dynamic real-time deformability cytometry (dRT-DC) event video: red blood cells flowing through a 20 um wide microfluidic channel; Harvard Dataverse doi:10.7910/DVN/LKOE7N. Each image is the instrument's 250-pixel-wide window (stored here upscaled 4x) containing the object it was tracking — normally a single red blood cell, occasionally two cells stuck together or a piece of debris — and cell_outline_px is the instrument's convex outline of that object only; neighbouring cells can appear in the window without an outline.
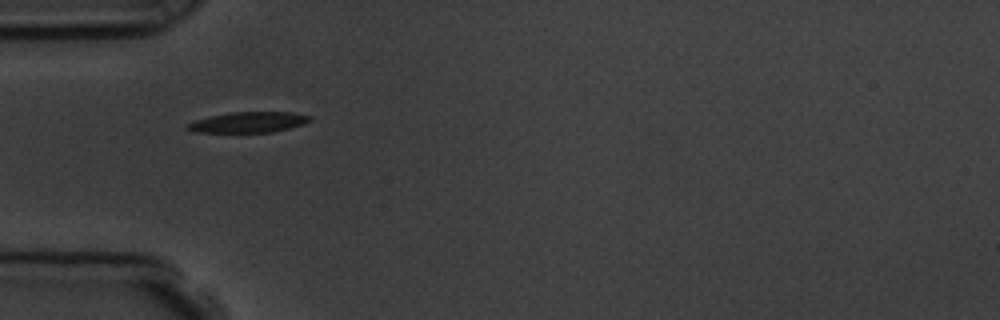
{"species": "common noctule bat (a hibernating species)", "species_latin": "Nyctalus noctula", "temperature_condition": "room temperature", "stored_images_in_passage": 5, "camera_frame_rate_fps": 3000, "um_per_image_px": 0.085, "animal": {"sex": "male", "body_mass_g": 19.5, "forearm_length_mm": 54.6}, "frame": {"image": 1, "passage_image": 1, "time_ms": 0.0, "image_size_px": [1000, 320], "cell_outline_px": [[312, 120], [304, 124], [272, 132], [196, 132], [184, 128], [184, 124], [196, 120], [228, 112], [292, 112], [312, 116]], "centroid_in_image_um": [21.11, 10.38], "position_along_channel_um": 63.9, "area_um2": 14.74}}
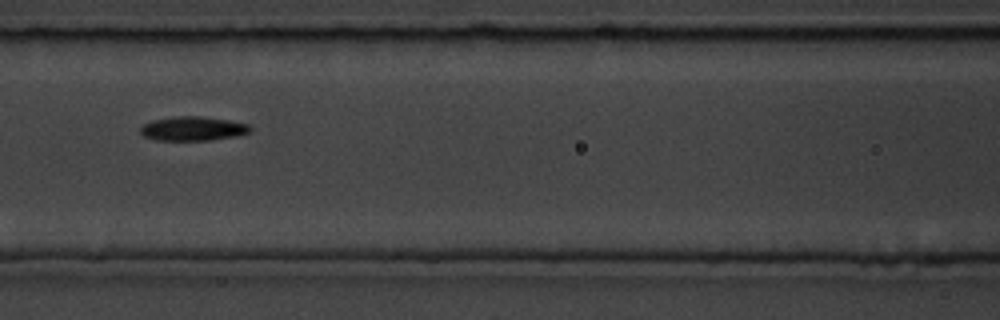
{"frame": {"image": 2, "passage_image": 3, "time_ms": 2.333, "image_size_px": [1000, 320], "cell_outline_px": [[252, 132], [240, 136], [208, 140], [156, 140], [144, 136], [140, 132], [140, 128], [144, 124], [152, 120], [172, 116], [200, 116], [228, 120], [248, 124], [252, 128]], "centroid_in_image_um": [16.43, 10.93], "position_along_channel_um": 150.2, "area_um2": 15.61}}